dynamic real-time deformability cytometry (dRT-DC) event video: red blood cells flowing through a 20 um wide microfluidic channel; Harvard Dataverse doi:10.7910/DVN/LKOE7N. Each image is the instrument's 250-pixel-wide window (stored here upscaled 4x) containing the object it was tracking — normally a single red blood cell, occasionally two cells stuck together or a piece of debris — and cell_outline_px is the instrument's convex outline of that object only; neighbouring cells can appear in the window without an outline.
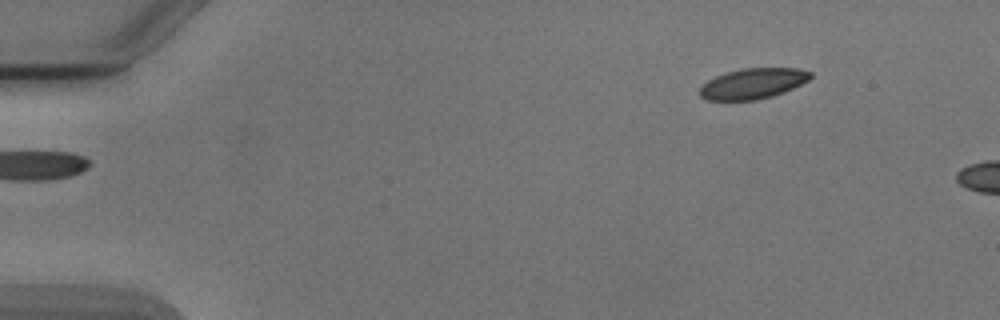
{"species": "Egyptian fruit bat (a non-hibernating species)", "species_latin": "Rousettus aegyptiacus", "temperature_condition": "cold", "stored_images_in_passage": 6, "segment_of_instrument_passage": [2, 2], "camera_frame_rate_fps": 3000, "um_per_image_px": 0.085, "animal": {"sex": "male"}, "frame": {"image": 1, "passage_image": 6, "time_ms": 6.667, "image_size_px": [1000, 320], "cell_outline_px": [[812, 76], [808, 80], [784, 92], [772, 96], [756, 100], [708, 100], [700, 96], [700, 88], [708, 80], [716, 76], [728, 72], [744, 68], [796, 68], [812, 72]], "centroid_in_image_um": [64.01, 7.1], "position_along_channel_um": 21.0, "area_um2": 19.48}}